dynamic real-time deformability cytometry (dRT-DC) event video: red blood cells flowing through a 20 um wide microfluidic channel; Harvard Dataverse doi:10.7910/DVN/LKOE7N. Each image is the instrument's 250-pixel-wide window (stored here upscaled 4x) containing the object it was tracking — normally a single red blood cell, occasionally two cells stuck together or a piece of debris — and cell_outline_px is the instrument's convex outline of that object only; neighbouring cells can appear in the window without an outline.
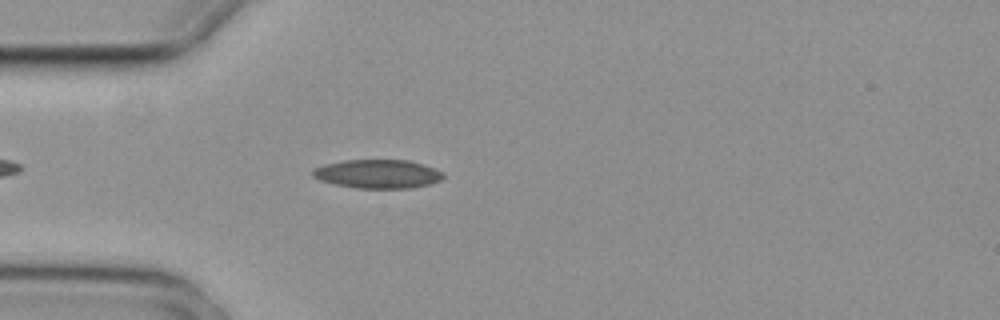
{"species": "common noctule bat (a hibernating species)", "species_latin": "Nyctalus noctula", "temperature_condition": "cold", "stored_images_in_passage": 2, "camera_frame_rate_fps": 3000, "um_per_image_px": 0.085, "animal": {"sex": "female", "body_mass_g": 29.2, "forearm_length_mm": 56.3}, "frame": {"image": 1, "passage_image": 2, "time_ms": 0.333, "image_size_px": [1000, 320], "cell_outline_px": [[444, 176], [440, 180], [428, 184], [412, 188], [356, 188], [336, 184], [320, 180], [312, 176], [312, 172], [316, 168], [324, 164], [344, 160], [408, 160], [424, 164], [440, 172]], "centroid_in_image_um": [32.09, 14.78], "position_along_channel_um": 52.9, "area_um2": 21.62}}